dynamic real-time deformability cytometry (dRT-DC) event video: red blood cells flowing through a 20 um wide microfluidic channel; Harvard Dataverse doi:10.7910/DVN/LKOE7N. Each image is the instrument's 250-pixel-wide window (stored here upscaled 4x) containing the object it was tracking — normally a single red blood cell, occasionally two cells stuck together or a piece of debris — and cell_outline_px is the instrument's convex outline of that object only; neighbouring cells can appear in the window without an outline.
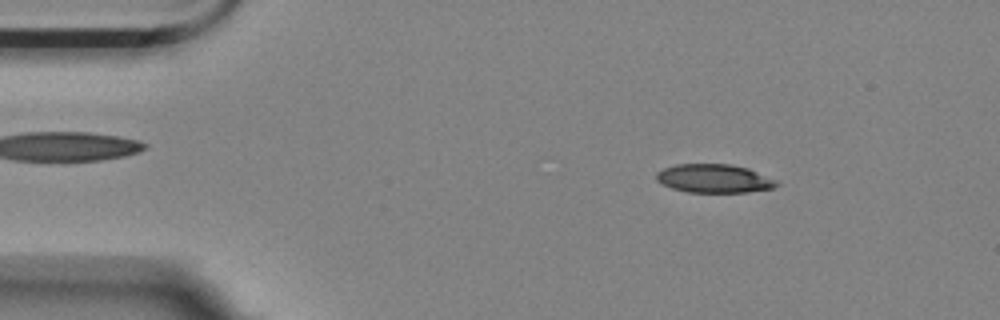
{"species": "Egyptian fruit bat (a non-hibernating species)", "species_latin": "Rousettus aegyptiacus", "temperature_condition": "room temperature", "stored_images_in_passage": 55, "camera_frame_rate_fps": 3000, "um_per_image_px": 0.085, "animal": {"sex": "female"}, "frame": {"image": 1, "passage_image": 7, "time_ms": 2.0, "image_size_px": [1000, 320], "cell_outline_px": [[780, 184], [772, 188], [748, 192], [688, 192], [672, 188], [660, 184], [656, 180], [656, 172], [664, 168], [676, 164], [732, 164], [748, 168], [776, 180]], "centroid_in_image_um": [60.67, 15.17], "position_along_channel_um": 24.3, "area_um2": 20.06}}
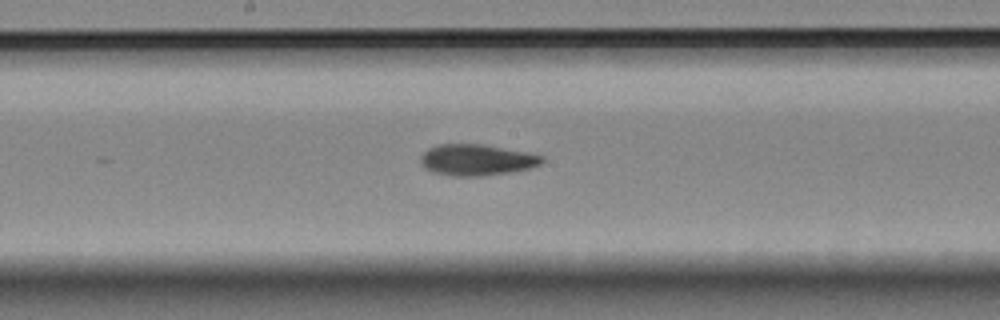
{"frame": {"image": 2, "passage_image": 28, "time_ms": 9.0, "image_size_px": [1000, 320], "cell_outline_px": [[544, 160], [540, 164], [528, 168], [512, 172], [480, 176], [456, 176], [432, 172], [424, 168], [420, 164], [420, 156], [428, 148], [436, 144], [484, 144], [528, 152], [544, 156]], "centroid_in_image_um": [40.49, 13.58], "position_along_channel_um": 207.7, "area_um2": 22.25}}
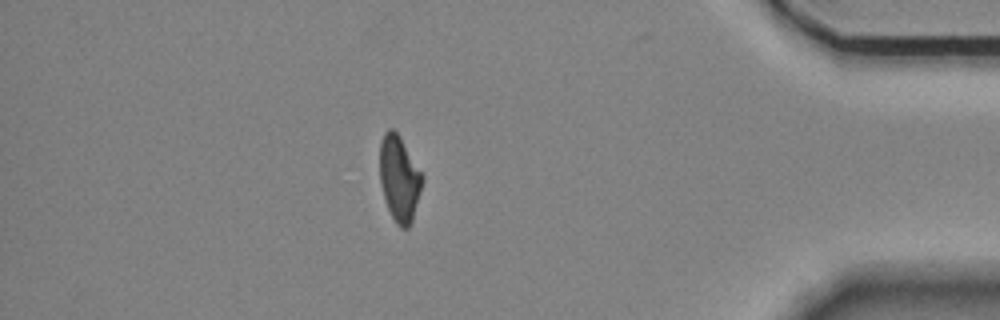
{"frame": {"image": 3, "passage_image": 48, "time_ms": 15.667, "image_size_px": [1000, 320], "cell_outline_px": [[424, 180], [412, 220], [408, 228], [400, 228], [396, 224], [388, 208], [380, 184], [380, 140], [384, 132], [388, 128], [392, 128], [400, 136], [424, 176]], "centroid_in_image_um": [33.94, 15.15], "position_along_channel_um": 401.3, "area_um2": 21.27}, "authors_computed_cell_mechanics": {"area_um2": 21.5594, "velocity_mm_per_s": 3.5153, "shape_relaxation_time_tau1_ms": 6.1617, "shape_relaxation_time_tau2_ms": 3.6046, "deformation_change_tau1": 0.2035, "deformation_change_tau2": 0.1068}}